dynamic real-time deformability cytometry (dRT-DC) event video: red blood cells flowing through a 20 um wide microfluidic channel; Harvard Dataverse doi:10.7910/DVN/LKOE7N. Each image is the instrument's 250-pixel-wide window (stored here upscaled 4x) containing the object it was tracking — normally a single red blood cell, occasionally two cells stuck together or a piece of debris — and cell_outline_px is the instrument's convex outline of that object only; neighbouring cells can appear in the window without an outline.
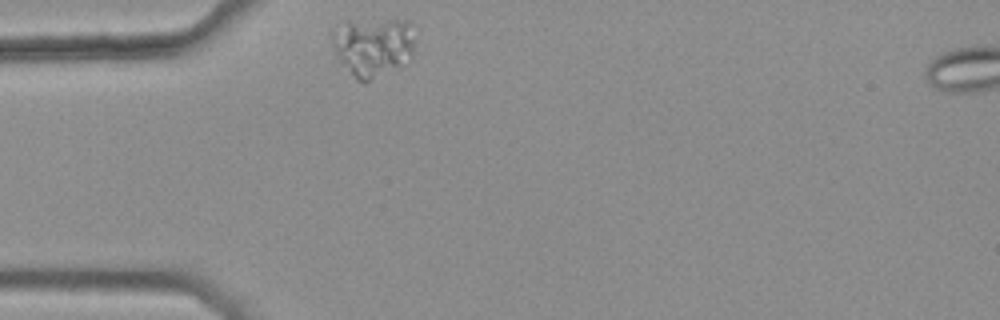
{"species": "common noctule bat (a hibernating species)", "species_latin": "Nyctalus noctula", "temperature_condition": "warm", "stored_images_in_passage": 41, "camera_frame_rate_fps": 3000, "um_per_image_px": 0.085, "animal": {"sex": "female", "body_mass_g": 25.1}, "frame": {"image": 1, "passage_image": 1, "time_ms": 0.0, "image_size_px": [1000, 320], "cell_outline_px": [[412, 52], [400, 64], [372, 80], [364, 84], [356, 80], [340, 60], [336, 52], [332, 40], [332, 32], [344, 20], [404, 20], [412, 24]], "centroid_in_image_um": [31.65, 3.93], "position_along_channel_um": 53.4, "area_um2": 27.92}}
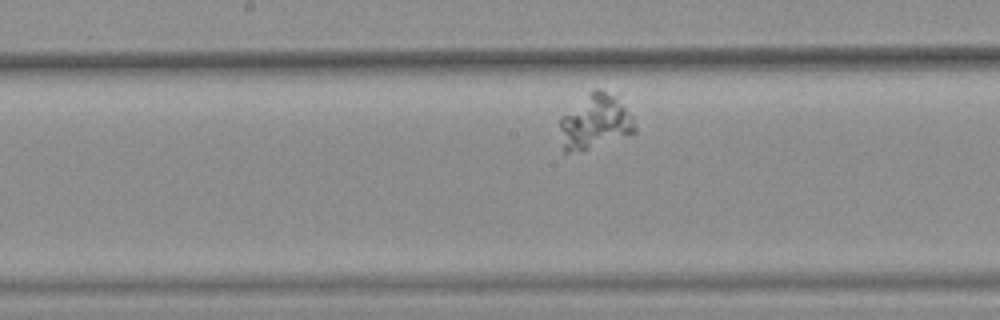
{"frame": {"image": 2, "passage_image": 15, "time_ms": 4.667, "image_size_px": [1000, 320], "cell_outline_px": [[636, 132], [628, 136], [588, 148], [568, 152], [564, 152], [560, 128], [560, 116], [592, 88], [600, 88], [620, 92], [636, 124]], "centroid_in_image_um": [50.66, 10.24], "position_along_channel_um": 197.5, "area_um2": 24.74}}
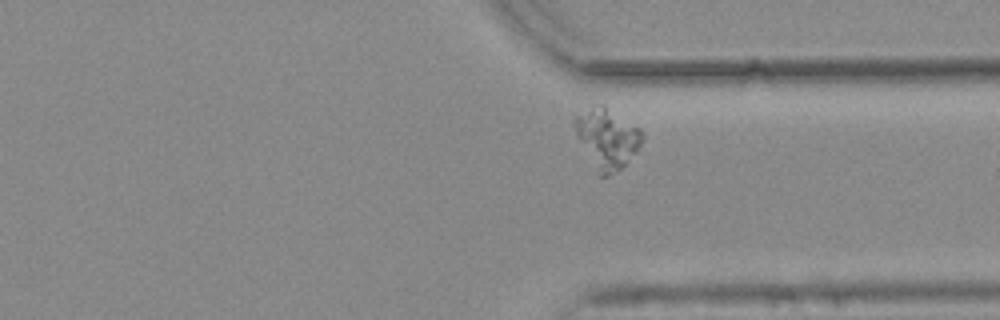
{"frame": {"image": 3, "passage_image": 29, "time_ms": 9.333, "image_size_px": [1000, 320], "cell_outline_px": [[644, 136], [636, 152], [620, 168], [608, 176], [600, 176], [576, 136], [572, 124], [576, 116], [600, 104], [640, 128]], "centroid_in_image_um": [51.59, 11.78], "position_along_channel_um": 359.8, "area_um2": 22.83}}